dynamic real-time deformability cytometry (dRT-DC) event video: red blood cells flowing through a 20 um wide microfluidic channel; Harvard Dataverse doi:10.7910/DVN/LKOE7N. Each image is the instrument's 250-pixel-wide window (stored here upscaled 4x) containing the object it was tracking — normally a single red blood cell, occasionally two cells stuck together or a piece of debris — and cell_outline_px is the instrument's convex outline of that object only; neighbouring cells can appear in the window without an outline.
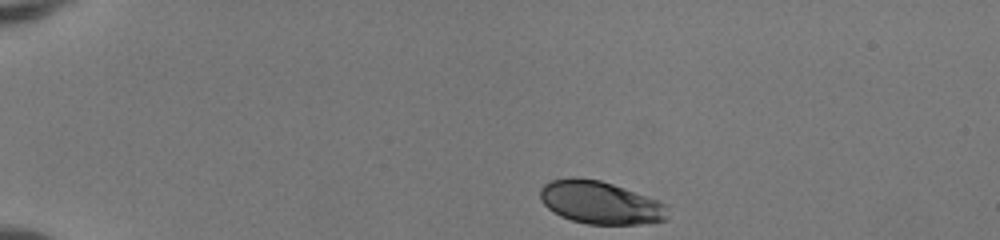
{"species": "human", "species_latin": "Homo sapiens", "temperature_condition": "room temperature", "stored_images_in_passage": 38, "camera_frame_rate_fps": 3000, "um_per_image_px": 0.085, "donor": {"sex": "female"}, "frame": {"image": 1, "passage_image": 1, "time_ms": 0.0, "image_size_px": [1000, 240], "cell_outline_px": [[668, 220], [640, 224], [588, 224], [572, 220], [560, 216], [552, 212], [540, 200], [540, 188], [544, 184], [552, 180], [572, 176], [576, 176], [600, 180], [624, 188], [668, 204]], "centroid_in_image_um": [51.02, 17.21], "position_along_channel_um": 34.0, "area_um2": 32.08}}
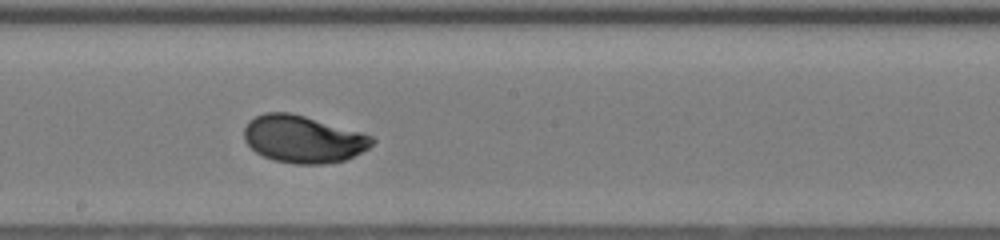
{"frame": {"image": 2, "passage_image": 21, "time_ms": 6.667, "image_size_px": [1000, 240], "cell_outline_px": [[376, 140], [368, 148], [344, 160], [324, 164], [292, 164], [272, 160], [256, 152], [244, 140], [244, 128], [248, 120], [264, 112], [292, 112], [360, 132], [372, 136]], "centroid_in_image_um": [25.73, 11.82], "position_along_channel_um": 222.5, "area_um2": 35.26}}
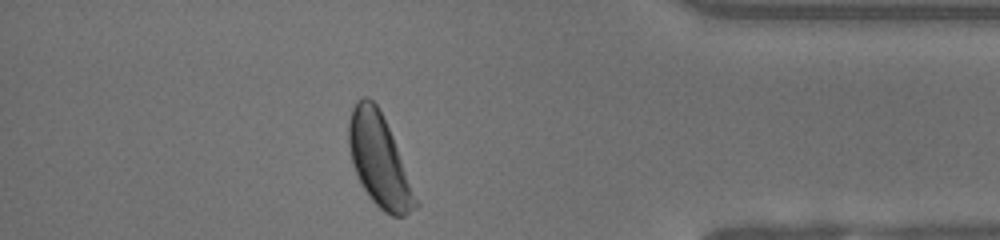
{"frame": {"image": 3, "passage_image": 36, "time_ms": 11.667, "image_size_px": [1000, 240], "cell_outline_px": [[420, 204], [416, 208], [404, 216], [392, 216], [384, 212], [368, 196], [352, 164], [348, 144], [348, 120], [352, 108], [356, 100], [364, 96], [368, 96], [376, 104], [392, 136]], "centroid_in_image_um": [32.22, 13.63], "position_along_channel_um": 403.0, "area_um2": 35.49}, "authors_computed_cell_mechanics": {"area_um2": 34.5933, "velocity_mm_per_s": 4.076, "shape_relaxation_time_tau1_ms": 3.1583, "shape_relaxation_time_tau2_ms": null, "deformation_change_tau1": 0.1642, "deformation_change_tau2": null}}